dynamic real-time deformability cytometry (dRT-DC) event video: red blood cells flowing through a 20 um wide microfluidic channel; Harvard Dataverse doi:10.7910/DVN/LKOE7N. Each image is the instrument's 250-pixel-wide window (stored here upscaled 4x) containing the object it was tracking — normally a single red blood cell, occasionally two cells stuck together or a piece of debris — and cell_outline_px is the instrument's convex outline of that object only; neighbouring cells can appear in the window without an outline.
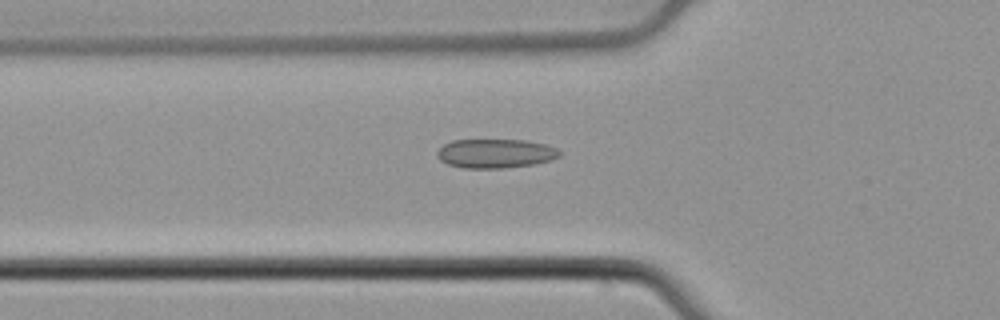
{"species": "common noctule bat (a hibernating species)", "species_latin": "Nyctalus noctula", "temperature_condition": "cold", "stored_images_in_passage": 43, "camera_frame_rate_fps": 3000, "um_per_image_px": 0.085, "animal": {"sex": "male", "body_mass_g": 21.5, "forearm_length_mm": 52.0}, "frame": {"image": 1, "passage_image": 11, "time_ms": 3.333, "image_size_px": [1000, 320], "cell_outline_px": [[560, 156], [552, 160], [536, 164], [504, 168], [464, 168], [448, 164], [440, 160], [436, 156], [436, 152], [444, 144], [452, 140], [524, 140], [544, 144], [556, 148], [560, 152]], "centroid_in_image_um": [42.1, 13.05], "position_along_channel_um": 83.7, "area_um2": 20.81}}
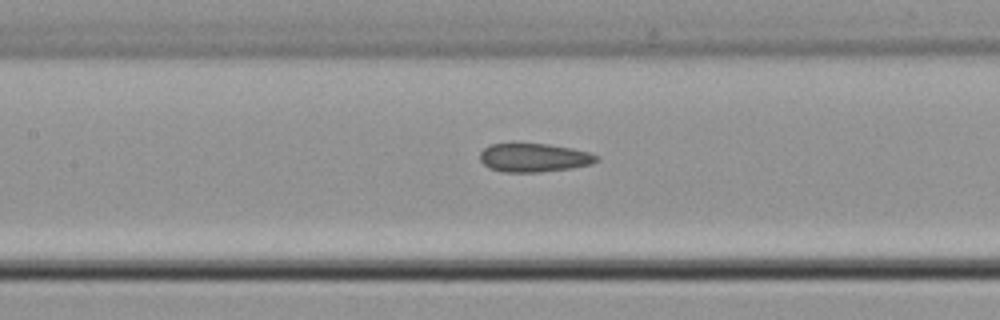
{"frame": {"image": 2, "passage_image": 17, "time_ms": 5.333, "image_size_px": [1000, 320], "cell_outline_px": [[600, 160], [592, 164], [572, 168], [540, 172], [504, 172], [488, 168], [480, 160], [480, 152], [484, 148], [492, 144], [516, 140], [548, 144], [572, 148], [588, 152], [600, 156]], "centroid_in_image_um": [45.37, 13.36], "position_along_channel_um": 162.0, "area_um2": 20.29}}
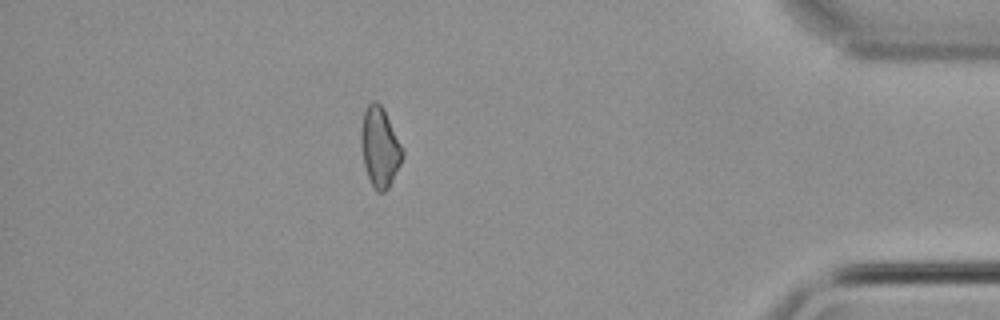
{"frame": {"image": 3, "passage_image": 39, "time_ms": 12.667, "image_size_px": [1000, 320], "cell_outline_px": [[404, 156], [388, 188], [384, 192], [376, 192], [368, 176], [364, 164], [360, 144], [360, 132], [364, 112], [368, 104], [372, 100], [376, 100], [384, 108], [404, 148]], "centroid_in_image_um": [32.29, 12.47], "position_along_channel_um": 402.9, "area_um2": 19.48}}